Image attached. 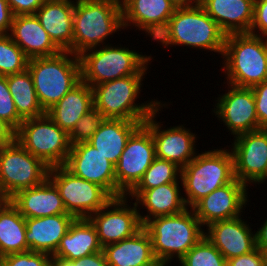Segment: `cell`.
<instances>
[{
	"label": "cell",
	"mask_w": 267,
	"mask_h": 266,
	"mask_svg": "<svg viewBox=\"0 0 267 266\" xmlns=\"http://www.w3.org/2000/svg\"><path fill=\"white\" fill-rule=\"evenodd\" d=\"M143 228L150 235L155 258L163 266L171 265L175 258L179 261L205 236V228L189 207L178 214L152 218Z\"/></svg>",
	"instance_id": "2"
},
{
	"label": "cell",
	"mask_w": 267,
	"mask_h": 266,
	"mask_svg": "<svg viewBox=\"0 0 267 266\" xmlns=\"http://www.w3.org/2000/svg\"><path fill=\"white\" fill-rule=\"evenodd\" d=\"M29 58L9 34L0 35V75L7 76L28 68Z\"/></svg>",
	"instance_id": "34"
},
{
	"label": "cell",
	"mask_w": 267,
	"mask_h": 266,
	"mask_svg": "<svg viewBox=\"0 0 267 266\" xmlns=\"http://www.w3.org/2000/svg\"><path fill=\"white\" fill-rule=\"evenodd\" d=\"M4 266H50L52 256L43 252L27 251L5 255Z\"/></svg>",
	"instance_id": "38"
},
{
	"label": "cell",
	"mask_w": 267,
	"mask_h": 266,
	"mask_svg": "<svg viewBox=\"0 0 267 266\" xmlns=\"http://www.w3.org/2000/svg\"><path fill=\"white\" fill-rule=\"evenodd\" d=\"M145 74H133L92 87L94 107L106 118L144 122L162 104L157 99L136 103Z\"/></svg>",
	"instance_id": "5"
},
{
	"label": "cell",
	"mask_w": 267,
	"mask_h": 266,
	"mask_svg": "<svg viewBox=\"0 0 267 266\" xmlns=\"http://www.w3.org/2000/svg\"><path fill=\"white\" fill-rule=\"evenodd\" d=\"M105 119L106 117L95 107L86 112L69 133L71 146L88 142Z\"/></svg>",
	"instance_id": "36"
},
{
	"label": "cell",
	"mask_w": 267,
	"mask_h": 266,
	"mask_svg": "<svg viewBox=\"0 0 267 266\" xmlns=\"http://www.w3.org/2000/svg\"><path fill=\"white\" fill-rule=\"evenodd\" d=\"M248 186L234 178L199 200L192 209L205 228L209 224L228 220L243 214L248 203Z\"/></svg>",
	"instance_id": "17"
},
{
	"label": "cell",
	"mask_w": 267,
	"mask_h": 266,
	"mask_svg": "<svg viewBox=\"0 0 267 266\" xmlns=\"http://www.w3.org/2000/svg\"><path fill=\"white\" fill-rule=\"evenodd\" d=\"M109 266L162 265L154 256L151 238L142 228L134 236L103 247Z\"/></svg>",
	"instance_id": "26"
},
{
	"label": "cell",
	"mask_w": 267,
	"mask_h": 266,
	"mask_svg": "<svg viewBox=\"0 0 267 266\" xmlns=\"http://www.w3.org/2000/svg\"><path fill=\"white\" fill-rule=\"evenodd\" d=\"M226 34L198 4L191 8H176L165 29L154 40L165 48L187 46L223 55ZM169 46V47H168Z\"/></svg>",
	"instance_id": "1"
},
{
	"label": "cell",
	"mask_w": 267,
	"mask_h": 266,
	"mask_svg": "<svg viewBox=\"0 0 267 266\" xmlns=\"http://www.w3.org/2000/svg\"><path fill=\"white\" fill-rule=\"evenodd\" d=\"M15 140L50 168L64 166L71 150L69 134L47 114L23 120Z\"/></svg>",
	"instance_id": "9"
},
{
	"label": "cell",
	"mask_w": 267,
	"mask_h": 266,
	"mask_svg": "<svg viewBox=\"0 0 267 266\" xmlns=\"http://www.w3.org/2000/svg\"><path fill=\"white\" fill-rule=\"evenodd\" d=\"M11 201V199H0V212Z\"/></svg>",
	"instance_id": "50"
},
{
	"label": "cell",
	"mask_w": 267,
	"mask_h": 266,
	"mask_svg": "<svg viewBox=\"0 0 267 266\" xmlns=\"http://www.w3.org/2000/svg\"><path fill=\"white\" fill-rule=\"evenodd\" d=\"M74 2L46 0L35 12L42 27L61 51L71 52Z\"/></svg>",
	"instance_id": "24"
},
{
	"label": "cell",
	"mask_w": 267,
	"mask_h": 266,
	"mask_svg": "<svg viewBox=\"0 0 267 266\" xmlns=\"http://www.w3.org/2000/svg\"><path fill=\"white\" fill-rule=\"evenodd\" d=\"M0 199H11L6 191L4 190L3 186H2V183H1V180H0Z\"/></svg>",
	"instance_id": "49"
},
{
	"label": "cell",
	"mask_w": 267,
	"mask_h": 266,
	"mask_svg": "<svg viewBox=\"0 0 267 266\" xmlns=\"http://www.w3.org/2000/svg\"><path fill=\"white\" fill-rule=\"evenodd\" d=\"M222 60L226 84L251 88L267 79L264 37L250 33L226 35Z\"/></svg>",
	"instance_id": "4"
},
{
	"label": "cell",
	"mask_w": 267,
	"mask_h": 266,
	"mask_svg": "<svg viewBox=\"0 0 267 266\" xmlns=\"http://www.w3.org/2000/svg\"><path fill=\"white\" fill-rule=\"evenodd\" d=\"M176 8H191L200 4V0H170Z\"/></svg>",
	"instance_id": "47"
},
{
	"label": "cell",
	"mask_w": 267,
	"mask_h": 266,
	"mask_svg": "<svg viewBox=\"0 0 267 266\" xmlns=\"http://www.w3.org/2000/svg\"><path fill=\"white\" fill-rule=\"evenodd\" d=\"M48 178L59 190L67 213L75 218H89L112 199L101 186L73 175L64 166L51 167Z\"/></svg>",
	"instance_id": "10"
},
{
	"label": "cell",
	"mask_w": 267,
	"mask_h": 266,
	"mask_svg": "<svg viewBox=\"0 0 267 266\" xmlns=\"http://www.w3.org/2000/svg\"><path fill=\"white\" fill-rule=\"evenodd\" d=\"M79 56L81 81L91 88L133 74H146L153 57L112 43L83 51Z\"/></svg>",
	"instance_id": "6"
},
{
	"label": "cell",
	"mask_w": 267,
	"mask_h": 266,
	"mask_svg": "<svg viewBox=\"0 0 267 266\" xmlns=\"http://www.w3.org/2000/svg\"><path fill=\"white\" fill-rule=\"evenodd\" d=\"M142 266H163V265H142Z\"/></svg>",
	"instance_id": "55"
},
{
	"label": "cell",
	"mask_w": 267,
	"mask_h": 266,
	"mask_svg": "<svg viewBox=\"0 0 267 266\" xmlns=\"http://www.w3.org/2000/svg\"><path fill=\"white\" fill-rule=\"evenodd\" d=\"M89 220L96 227L102 247L130 238L143 228L138 207L127 196L112 198L103 208L92 214Z\"/></svg>",
	"instance_id": "14"
},
{
	"label": "cell",
	"mask_w": 267,
	"mask_h": 266,
	"mask_svg": "<svg viewBox=\"0 0 267 266\" xmlns=\"http://www.w3.org/2000/svg\"><path fill=\"white\" fill-rule=\"evenodd\" d=\"M94 107L92 88L81 81L46 114L68 134L81 117Z\"/></svg>",
	"instance_id": "30"
},
{
	"label": "cell",
	"mask_w": 267,
	"mask_h": 266,
	"mask_svg": "<svg viewBox=\"0 0 267 266\" xmlns=\"http://www.w3.org/2000/svg\"><path fill=\"white\" fill-rule=\"evenodd\" d=\"M227 85L228 92L219 94L211 112L215 113L219 122L221 120L234 137L259 130L252 88Z\"/></svg>",
	"instance_id": "16"
},
{
	"label": "cell",
	"mask_w": 267,
	"mask_h": 266,
	"mask_svg": "<svg viewBox=\"0 0 267 266\" xmlns=\"http://www.w3.org/2000/svg\"><path fill=\"white\" fill-rule=\"evenodd\" d=\"M6 77L15 108L23 120L37 118L46 114L37 98L34 83L28 68L22 72L7 75Z\"/></svg>",
	"instance_id": "32"
},
{
	"label": "cell",
	"mask_w": 267,
	"mask_h": 266,
	"mask_svg": "<svg viewBox=\"0 0 267 266\" xmlns=\"http://www.w3.org/2000/svg\"><path fill=\"white\" fill-rule=\"evenodd\" d=\"M123 29L135 27L154 41L165 29L176 7L170 0H120Z\"/></svg>",
	"instance_id": "19"
},
{
	"label": "cell",
	"mask_w": 267,
	"mask_h": 266,
	"mask_svg": "<svg viewBox=\"0 0 267 266\" xmlns=\"http://www.w3.org/2000/svg\"><path fill=\"white\" fill-rule=\"evenodd\" d=\"M231 145L232 148H229L233 155L234 177L247 186L265 183L267 129L239 134L233 138Z\"/></svg>",
	"instance_id": "13"
},
{
	"label": "cell",
	"mask_w": 267,
	"mask_h": 266,
	"mask_svg": "<svg viewBox=\"0 0 267 266\" xmlns=\"http://www.w3.org/2000/svg\"><path fill=\"white\" fill-rule=\"evenodd\" d=\"M249 33L267 37V0H254L253 22Z\"/></svg>",
	"instance_id": "40"
},
{
	"label": "cell",
	"mask_w": 267,
	"mask_h": 266,
	"mask_svg": "<svg viewBox=\"0 0 267 266\" xmlns=\"http://www.w3.org/2000/svg\"><path fill=\"white\" fill-rule=\"evenodd\" d=\"M67 1H71V2H77V1H81V0H67Z\"/></svg>",
	"instance_id": "54"
},
{
	"label": "cell",
	"mask_w": 267,
	"mask_h": 266,
	"mask_svg": "<svg viewBox=\"0 0 267 266\" xmlns=\"http://www.w3.org/2000/svg\"><path fill=\"white\" fill-rule=\"evenodd\" d=\"M144 122L106 118L88 141L114 166L120 159L131 134Z\"/></svg>",
	"instance_id": "29"
},
{
	"label": "cell",
	"mask_w": 267,
	"mask_h": 266,
	"mask_svg": "<svg viewBox=\"0 0 267 266\" xmlns=\"http://www.w3.org/2000/svg\"><path fill=\"white\" fill-rule=\"evenodd\" d=\"M9 35L29 59L50 57L61 52L35 14L14 16Z\"/></svg>",
	"instance_id": "22"
},
{
	"label": "cell",
	"mask_w": 267,
	"mask_h": 266,
	"mask_svg": "<svg viewBox=\"0 0 267 266\" xmlns=\"http://www.w3.org/2000/svg\"><path fill=\"white\" fill-rule=\"evenodd\" d=\"M264 45H265V51L267 55V37H264Z\"/></svg>",
	"instance_id": "52"
},
{
	"label": "cell",
	"mask_w": 267,
	"mask_h": 266,
	"mask_svg": "<svg viewBox=\"0 0 267 266\" xmlns=\"http://www.w3.org/2000/svg\"><path fill=\"white\" fill-rule=\"evenodd\" d=\"M167 106L169 104L164 102L143 124L151 131L156 157L173 162L182 169L197 155V134L182 124L162 129L163 122H158L155 118L157 114L159 116L162 107Z\"/></svg>",
	"instance_id": "15"
},
{
	"label": "cell",
	"mask_w": 267,
	"mask_h": 266,
	"mask_svg": "<svg viewBox=\"0 0 267 266\" xmlns=\"http://www.w3.org/2000/svg\"><path fill=\"white\" fill-rule=\"evenodd\" d=\"M64 167L73 175L101 186L117 198L115 166L88 142L71 146Z\"/></svg>",
	"instance_id": "18"
},
{
	"label": "cell",
	"mask_w": 267,
	"mask_h": 266,
	"mask_svg": "<svg viewBox=\"0 0 267 266\" xmlns=\"http://www.w3.org/2000/svg\"><path fill=\"white\" fill-rule=\"evenodd\" d=\"M0 266H4V263L2 261V258L0 257Z\"/></svg>",
	"instance_id": "53"
},
{
	"label": "cell",
	"mask_w": 267,
	"mask_h": 266,
	"mask_svg": "<svg viewBox=\"0 0 267 266\" xmlns=\"http://www.w3.org/2000/svg\"><path fill=\"white\" fill-rule=\"evenodd\" d=\"M226 266H265L262 251L259 248L250 253L227 260Z\"/></svg>",
	"instance_id": "41"
},
{
	"label": "cell",
	"mask_w": 267,
	"mask_h": 266,
	"mask_svg": "<svg viewBox=\"0 0 267 266\" xmlns=\"http://www.w3.org/2000/svg\"><path fill=\"white\" fill-rule=\"evenodd\" d=\"M74 219L71 214L25 218V240L29 251L43 252L52 256Z\"/></svg>",
	"instance_id": "23"
},
{
	"label": "cell",
	"mask_w": 267,
	"mask_h": 266,
	"mask_svg": "<svg viewBox=\"0 0 267 266\" xmlns=\"http://www.w3.org/2000/svg\"><path fill=\"white\" fill-rule=\"evenodd\" d=\"M25 232V218L9 202L0 212V257L29 251Z\"/></svg>",
	"instance_id": "31"
},
{
	"label": "cell",
	"mask_w": 267,
	"mask_h": 266,
	"mask_svg": "<svg viewBox=\"0 0 267 266\" xmlns=\"http://www.w3.org/2000/svg\"><path fill=\"white\" fill-rule=\"evenodd\" d=\"M177 262L180 266H226L227 260L204 236Z\"/></svg>",
	"instance_id": "35"
},
{
	"label": "cell",
	"mask_w": 267,
	"mask_h": 266,
	"mask_svg": "<svg viewBox=\"0 0 267 266\" xmlns=\"http://www.w3.org/2000/svg\"><path fill=\"white\" fill-rule=\"evenodd\" d=\"M46 0H7L14 16L35 14Z\"/></svg>",
	"instance_id": "42"
},
{
	"label": "cell",
	"mask_w": 267,
	"mask_h": 266,
	"mask_svg": "<svg viewBox=\"0 0 267 266\" xmlns=\"http://www.w3.org/2000/svg\"><path fill=\"white\" fill-rule=\"evenodd\" d=\"M181 168L175 163L155 157L138 184L126 195L134 200L144 190L167 183L181 182Z\"/></svg>",
	"instance_id": "33"
},
{
	"label": "cell",
	"mask_w": 267,
	"mask_h": 266,
	"mask_svg": "<svg viewBox=\"0 0 267 266\" xmlns=\"http://www.w3.org/2000/svg\"><path fill=\"white\" fill-rule=\"evenodd\" d=\"M200 5L226 35L249 33L254 0H200Z\"/></svg>",
	"instance_id": "25"
},
{
	"label": "cell",
	"mask_w": 267,
	"mask_h": 266,
	"mask_svg": "<svg viewBox=\"0 0 267 266\" xmlns=\"http://www.w3.org/2000/svg\"><path fill=\"white\" fill-rule=\"evenodd\" d=\"M180 186L182 187L181 182H174L144 190L134 201L141 223L144 225L152 218L178 214L187 209ZM140 206L146 209V214L140 213Z\"/></svg>",
	"instance_id": "27"
},
{
	"label": "cell",
	"mask_w": 267,
	"mask_h": 266,
	"mask_svg": "<svg viewBox=\"0 0 267 266\" xmlns=\"http://www.w3.org/2000/svg\"><path fill=\"white\" fill-rule=\"evenodd\" d=\"M16 131L5 121L0 119V148L15 141Z\"/></svg>",
	"instance_id": "45"
},
{
	"label": "cell",
	"mask_w": 267,
	"mask_h": 266,
	"mask_svg": "<svg viewBox=\"0 0 267 266\" xmlns=\"http://www.w3.org/2000/svg\"><path fill=\"white\" fill-rule=\"evenodd\" d=\"M49 169L16 140L0 148V180L10 198L20 190L42 184L48 178Z\"/></svg>",
	"instance_id": "11"
},
{
	"label": "cell",
	"mask_w": 267,
	"mask_h": 266,
	"mask_svg": "<svg viewBox=\"0 0 267 266\" xmlns=\"http://www.w3.org/2000/svg\"><path fill=\"white\" fill-rule=\"evenodd\" d=\"M51 266H74L70 261L58 257L51 258Z\"/></svg>",
	"instance_id": "48"
},
{
	"label": "cell",
	"mask_w": 267,
	"mask_h": 266,
	"mask_svg": "<svg viewBox=\"0 0 267 266\" xmlns=\"http://www.w3.org/2000/svg\"><path fill=\"white\" fill-rule=\"evenodd\" d=\"M70 262L74 266H109L103 250Z\"/></svg>",
	"instance_id": "44"
},
{
	"label": "cell",
	"mask_w": 267,
	"mask_h": 266,
	"mask_svg": "<svg viewBox=\"0 0 267 266\" xmlns=\"http://www.w3.org/2000/svg\"><path fill=\"white\" fill-rule=\"evenodd\" d=\"M261 251L264 257V264L267 266V247L263 248Z\"/></svg>",
	"instance_id": "51"
},
{
	"label": "cell",
	"mask_w": 267,
	"mask_h": 266,
	"mask_svg": "<svg viewBox=\"0 0 267 266\" xmlns=\"http://www.w3.org/2000/svg\"><path fill=\"white\" fill-rule=\"evenodd\" d=\"M28 70L45 112L81 82L79 56L69 51L29 59Z\"/></svg>",
	"instance_id": "7"
},
{
	"label": "cell",
	"mask_w": 267,
	"mask_h": 266,
	"mask_svg": "<svg viewBox=\"0 0 267 266\" xmlns=\"http://www.w3.org/2000/svg\"><path fill=\"white\" fill-rule=\"evenodd\" d=\"M155 157L151 131L141 124L129 137L115 165L117 198L126 196L138 184Z\"/></svg>",
	"instance_id": "12"
},
{
	"label": "cell",
	"mask_w": 267,
	"mask_h": 266,
	"mask_svg": "<svg viewBox=\"0 0 267 266\" xmlns=\"http://www.w3.org/2000/svg\"><path fill=\"white\" fill-rule=\"evenodd\" d=\"M261 227L256 230V247L262 250L267 247V218L264 220Z\"/></svg>",
	"instance_id": "46"
},
{
	"label": "cell",
	"mask_w": 267,
	"mask_h": 266,
	"mask_svg": "<svg viewBox=\"0 0 267 266\" xmlns=\"http://www.w3.org/2000/svg\"><path fill=\"white\" fill-rule=\"evenodd\" d=\"M123 30L120 0H81L74 3L71 53L106 45L108 36Z\"/></svg>",
	"instance_id": "3"
},
{
	"label": "cell",
	"mask_w": 267,
	"mask_h": 266,
	"mask_svg": "<svg viewBox=\"0 0 267 266\" xmlns=\"http://www.w3.org/2000/svg\"><path fill=\"white\" fill-rule=\"evenodd\" d=\"M220 220L206 227L205 237L215 246L226 260L250 253L256 247L255 231L244 217ZM254 232V233H253Z\"/></svg>",
	"instance_id": "20"
},
{
	"label": "cell",
	"mask_w": 267,
	"mask_h": 266,
	"mask_svg": "<svg viewBox=\"0 0 267 266\" xmlns=\"http://www.w3.org/2000/svg\"><path fill=\"white\" fill-rule=\"evenodd\" d=\"M14 14L7 0H0V35L9 34Z\"/></svg>",
	"instance_id": "43"
},
{
	"label": "cell",
	"mask_w": 267,
	"mask_h": 266,
	"mask_svg": "<svg viewBox=\"0 0 267 266\" xmlns=\"http://www.w3.org/2000/svg\"><path fill=\"white\" fill-rule=\"evenodd\" d=\"M252 88L259 129H267V79Z\"/></svg>",
	"instance_id": "39"
},
{
	"label": "cell",
	"mask_w": 267,
	"mask_h": 266,
	"mask_svg": "<svg viewBox=\"0 0 267 266\" xmlns=\"http://www.w3.org/2000/svg\"><path fill=\"white\" fill-rule=\"evenodd\" d=\"M102 249L96 227L89 218H75L52 257L73 261Z\"/></svg>",
	"instance_id": "28"
},
{
	"label": "cell",
	"mask_w": 267,
	"mask_h": 266,
	"mask_svg": "<svg viewBox=\"0 0 267 266\" xmlns=\"http://www.w3.org/2000/svg\"><path fill=\"white\" fill-rule=\"evenodd\" d=\"M0 119L9 124L15 131L23 119L18 115L7 85V77L0 75Z\"/></svg>",
	"instance_id": "37"
},
{
	"label": "cell",
	"mask_w": 267,
	"mask_h": 266,
	"mask_svg": "<svg viewBox=\"0 0 267 266\" xmlns=\"http://www.w3.org/2000/svg\"><path fill=\"white\" fill-rule=\"evenodd\" d=\"M24 218H41L67 213L59 190L47 178L42 184L18 191L10 201Z\"/></svg>",
	"instance_id": "21"
},
{
	"label": "cell",
	"mask_w": 267,
	"mask_h": 266,
	"mask_svg": "<svg viewBox=\"0 0 267 266\" xmlns=\"http://www.w3.org/2000/svg\"><path fill=\"white\" fill-rule=\"evenodd\" d=\"M233 155L230 149L202 151L181 169L184 201L192 208L199 200L234 179Z\"/></svg>",
	"instance_id": "8"
}]
</instances>
